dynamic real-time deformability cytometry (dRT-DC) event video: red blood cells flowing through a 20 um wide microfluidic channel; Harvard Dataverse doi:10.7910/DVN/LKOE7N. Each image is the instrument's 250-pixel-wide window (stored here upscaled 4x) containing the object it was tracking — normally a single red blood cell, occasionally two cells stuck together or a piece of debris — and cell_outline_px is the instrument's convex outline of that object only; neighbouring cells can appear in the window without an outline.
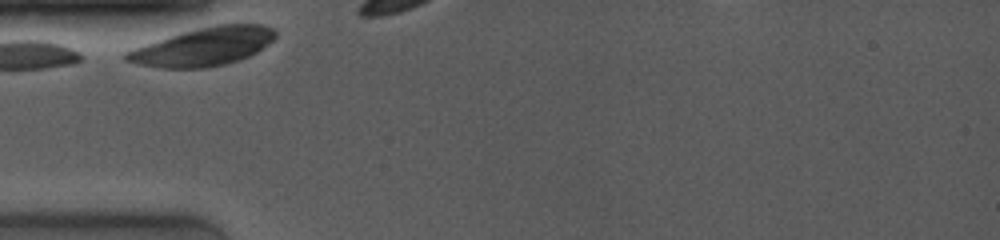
{"species": "common noctule bat (a hibernating species)", "species_latin": "Nyctalus noctula", "temperature_condition": "room temperature", "stored_images_in_passage": 6, "camera_frame_rate_fps": 4000, "um_per_image_px": 0.085, "animal": {"sex": "female", "body_mass_g": 19.0, "forearm_length_mm": 53.3}, "frame": {"image": 1, "passage_image": 1, "time_ms": 0.0, "image_size_px": [1000, 240], "cell_outline_px": [[276, 36], [268, 44], [256, 52], [240, 60], [224, 64], [204, 68], [160, 68], [140, 64], [124, 60], [120, 56], [124, 52], [132, 48], [180, 32], [196, 28], [216, 24], [264, 24], [272, 28], [276, 32]], "centroid_in_image_um": [17.24, 3.96], "position_along_channel_um": 67.8, "area_um2": 33.41}}
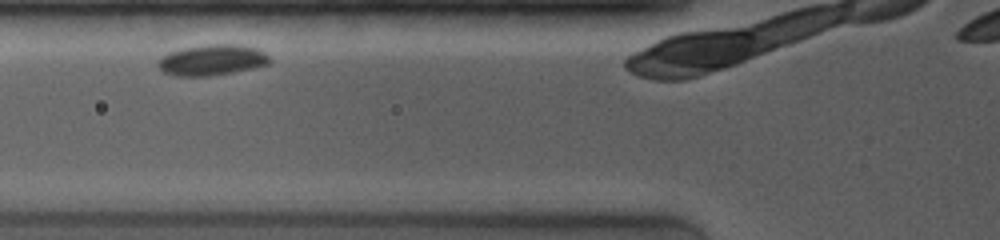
{"frame": {"image": 2, "passage_image": 3, "time_ms": 2.0, "image_size_px": [1000, 240], "cell_outline_px": [[272, 60], [268, 64], [252, 68], [232, 72], [208, 76], [176, 76], [164, 72], [156, 64], [160, 56], [168, 52], [184, 48], [208, 44], [236, 44], [256, 48], [264, 52]], "centroid_in_image_um": [17.99, 5.1], "position_along_channel_um": 107.8, "area_um2": 20.0}}